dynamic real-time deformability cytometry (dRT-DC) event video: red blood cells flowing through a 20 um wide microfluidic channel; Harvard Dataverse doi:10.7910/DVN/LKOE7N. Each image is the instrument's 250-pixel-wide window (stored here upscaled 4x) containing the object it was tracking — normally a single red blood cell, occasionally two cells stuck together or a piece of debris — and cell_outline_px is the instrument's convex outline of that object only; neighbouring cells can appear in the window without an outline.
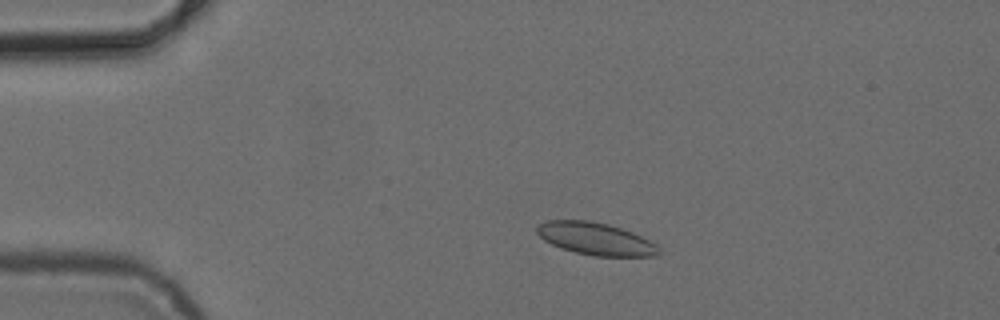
{"species": "common noctule bat (a hibernating species)", "species_latin": "Nyctalus noctula", "temperature_condition": "cold", "stored_images_in_passage": 6, "camera_frame_rate_fps": 3000, "um_per_image_px": 0.085, "animal": {"sex": "female", "body_mass_g": 24.6, "forearm_length_mm": 56.2}, "frame": {"image": 1, "passage_image": 3, "time_ms": 2.333, "image_size_px": [1000, 320], "cell_outline_px": [[660, 256], [596, 256], [576, 252], [560, 248], [544, 240], [536, 232], [536, 224], [544, 220], [588, 220], [608, 224], [632, 232], [656, 244], [660, 248]], "centroid_in_image_um": [50.6, 20.29], "position_along_channel_um": 34.4, "area_um2": 23.06}}
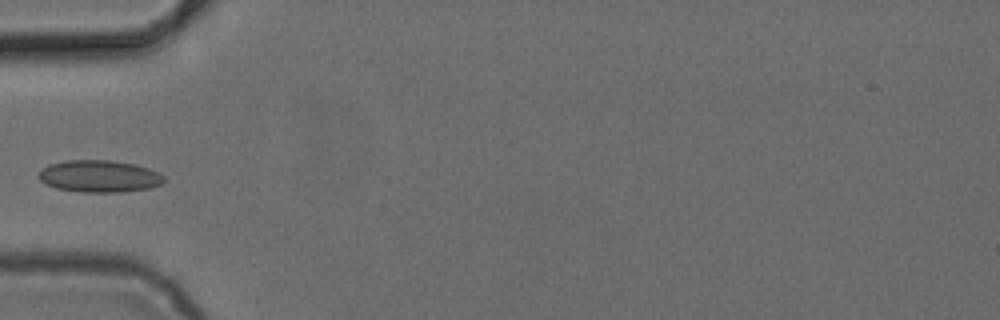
{"frame": {"image": 2, "passage_image": 5, "time_ms": 4.667, "image_size_px": [1000, 320], "cell_outline_px": [[164, 180], [160, 184], [148, 188], [120, 192], [84, 192], [56, 188], [40, 180], [36, 176], [48, 164], [64, 160], [112, 160], [136, 164], [148, 168], [164, 176]], "centroid_in_image_um": [8.42, 14.97], "position_along_channel_um": 76.6, "area_um2": 23.29}}
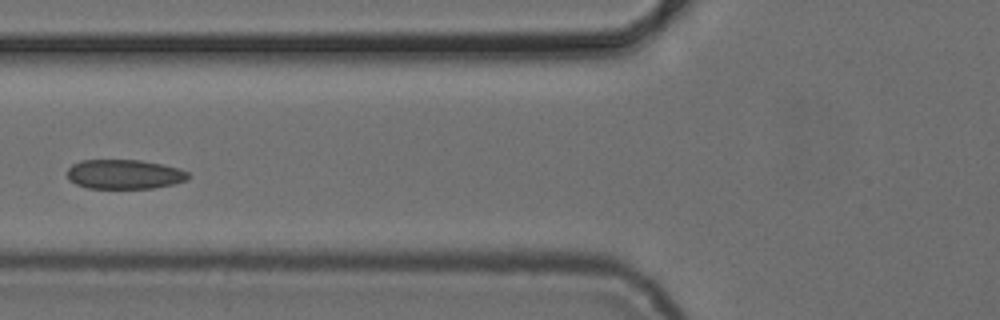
{"frame": {"image": 3, "passage_image": 6, "time_ms": 5.667, "image_size_px": [1000, 320], "cell_outline_px": [[188, 180], [172, 184], [152, 188], [88, 188], [76, 184], [68, 180], [68, 168], [72, 164], [80, 160], [140, 160], [164, 164], [180, 168], [188, 172]], "centroid_in_image_um": [10.57, 14.8], "position_along_channel_um": 115.2, "area_um2": 20.87}}